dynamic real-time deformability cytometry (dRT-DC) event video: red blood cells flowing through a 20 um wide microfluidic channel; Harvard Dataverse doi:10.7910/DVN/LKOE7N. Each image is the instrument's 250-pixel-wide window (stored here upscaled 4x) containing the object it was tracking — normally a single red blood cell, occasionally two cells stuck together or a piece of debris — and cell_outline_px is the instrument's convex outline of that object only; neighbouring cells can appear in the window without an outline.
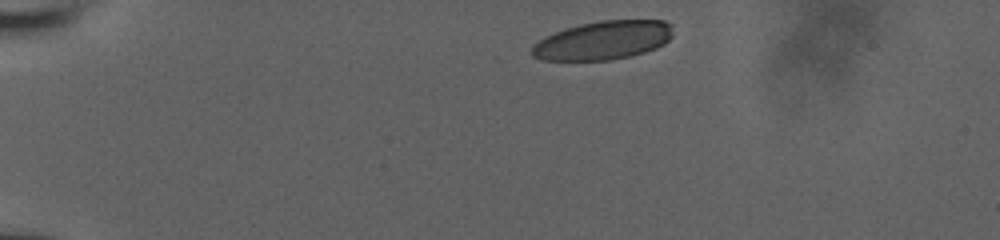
{"species": "human", "species_latin": "Homo sapiens", "temperature_condition": "room temperature", "stored_images_in_passage": 32, "camera_frame_rate_fps": 3000, "um_per_image_px": 0.085, "donor": {"sex": "male"}, "frame": {"image": 1, "passage_image": 1, "time_ms": 0.0, "image_size_px": [1000, 240], "cell_outline_px": [[672, 36], [664, 44], [656, 48], [644, 52], [628, 56], [608, 60], [540, 60], [532, 56], [532, 48], [540, 40], [564, 28], [580, 24], [600, 20], [664, 20], [672, 24]], "centroid_in_image_um": [51.3, 3.42], "position_along_channel_um": 33.7, "area_um2": 31.62}}
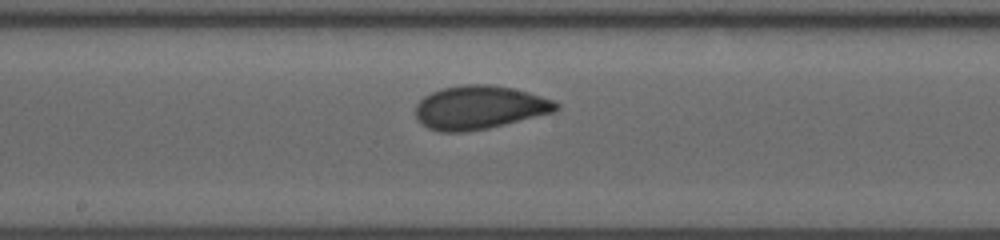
{"frame": {"image": 2, "passage_image": 17, "time_ms": 6.667, "image_size_px": [1000, 240], "cell_outline_px": [[560, 108], [552, 112], [488, 128], [464, 132], [440, 132], [428, 128], [420, 124], [416, 116], [416, 104], [424, 96], [440, 88], [460, 84], [492, 84], [512, 88], [528, 92], [552, 100], [560, 104]], "centroid_in_image_um": [40.7, 9.12], "position_along_channel_um": 207.5, "area_um2": 35.66}}
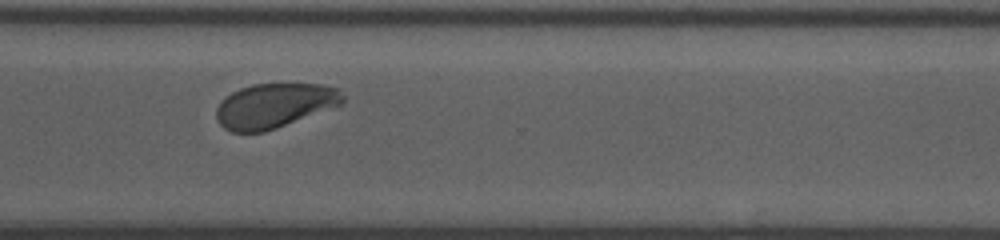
{"frame": {"image": 3, "passage_image": 31, "time_ms": 10.333, "image_size_px": [1000, 240], "cell_outline_px": [[344, 100], [340, 104], [276, 128], [264, 132], [232, 132], [224, 128], [220, 124], [216, 116], [216, 108], [220, 100], [224, 96], [240, 88], [252, 84], [324, 84], [340, 88], [344, 96]], "centroid_in_image_um": [23.29, 8.96], "position_along_channel_um": 347.3, "area_um2": 32.77}}